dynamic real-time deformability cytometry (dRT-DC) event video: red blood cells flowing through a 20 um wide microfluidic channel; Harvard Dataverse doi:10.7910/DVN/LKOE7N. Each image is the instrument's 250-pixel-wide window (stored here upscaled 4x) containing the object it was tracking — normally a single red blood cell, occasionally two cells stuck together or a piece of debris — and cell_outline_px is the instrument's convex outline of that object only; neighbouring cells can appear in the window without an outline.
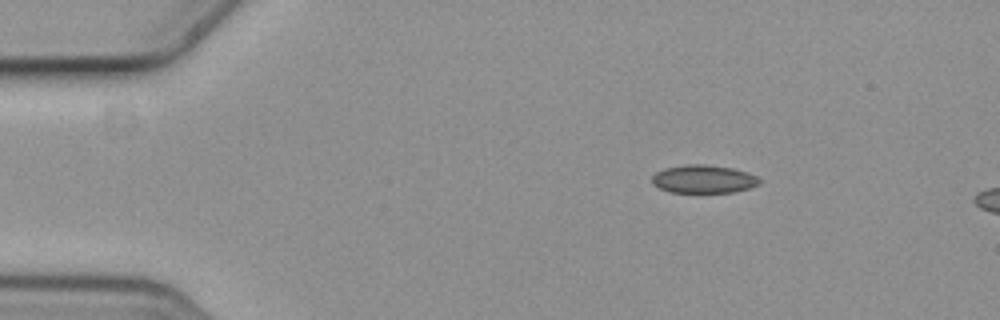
{"species": "common noctule bat (a hibernating species)", "species_latin": "Nyctalus noctula", "temperature_condition": "cold", "stored_images_in_passage": 5, "camera_frame_rate_fps": 3000, "um_per_image_px": 0.085, "animal": {"sex": "female", "body_mass_g": 19.3, "forearm_length_mm": 54.1}, "frame": {"image": 1, "passage_image": 5, "time_ms": 1.333, "image_size_px": [1000, 320], "cell_outline_px": [[760, 184], [748, 188], [732, 192], [672, 192], [660, 188], [652, 184], [652, 176], [656, 172], [664, 168], [684, 164], [704, 164], [732, 168], [748, 172], [756, 176], [760, 180]], "centroid_in_image_um": [59.79, 15.21], "position_along_channel_um": 25.2, "area_um2": 17.57}}